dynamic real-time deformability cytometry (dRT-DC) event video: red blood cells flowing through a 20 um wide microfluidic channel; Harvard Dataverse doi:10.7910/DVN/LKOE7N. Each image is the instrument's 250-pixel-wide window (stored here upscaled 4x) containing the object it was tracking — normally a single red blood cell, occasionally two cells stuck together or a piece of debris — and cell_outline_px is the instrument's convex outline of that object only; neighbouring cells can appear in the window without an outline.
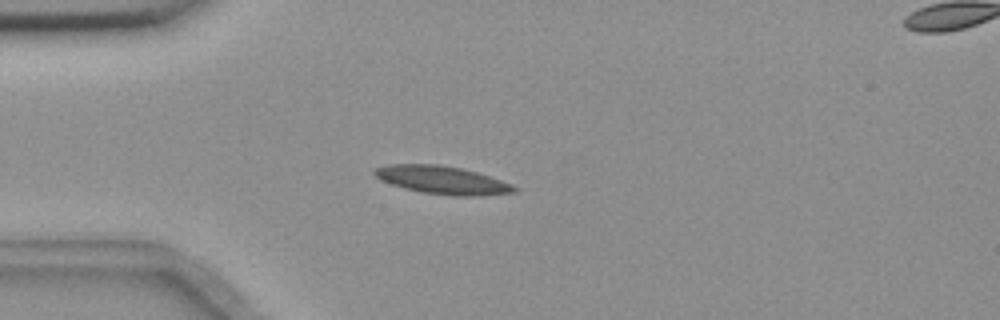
{"species": "common noctule bat (a hibernating species)", "species_latin": "Nyctalus noctula", "temperature_condition": "room temperature", "stored_images_in_passage": 43, "camera_frame_rate_fps": 3000, "um_per_image_px": 0.085, "animal": {"sex": "female", "body_mass_g": 18.4}, "frame": {"image": 1, "passage_image": 2, "time_ms": 0.333, "image_size_px": [1000, 320], "cell_outline_px": [[520, 192], [480, 196], [452, 196], [420, 192], [404, 188], [380, 180], [372, 172], [376, 168], [388, 164], [440, 164], [460, 168], [476, 172], [512, 184], [520, 188]], "centroid_in_image_um": [37.63, 15.32], "position_along_channel_um": 47.4, "area_um2": 23.0}}
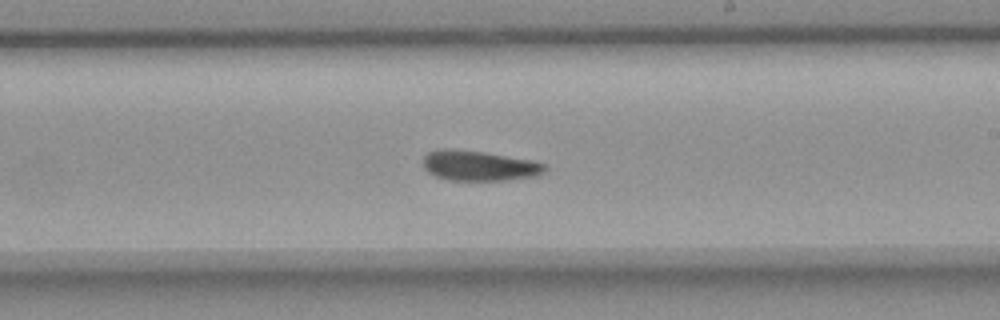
{"frame": {"image": 2, "passage_image": 20, "time_ms": 6.333, "image_size_px": [1000, 320], "cell_outline_px": [[548, 168], [540, 176], [504, 180], [448, 180], [436, 176], [428, 172], [424, 168], [424, 156], [428, 152], [436, 148], [456, 148], [484, 152], [532, 160], [548, 164]], "centroid_in_image_um": [40.75, 14.07], "position_along_channel_um": 248.2, "area_um2": 21.79}}
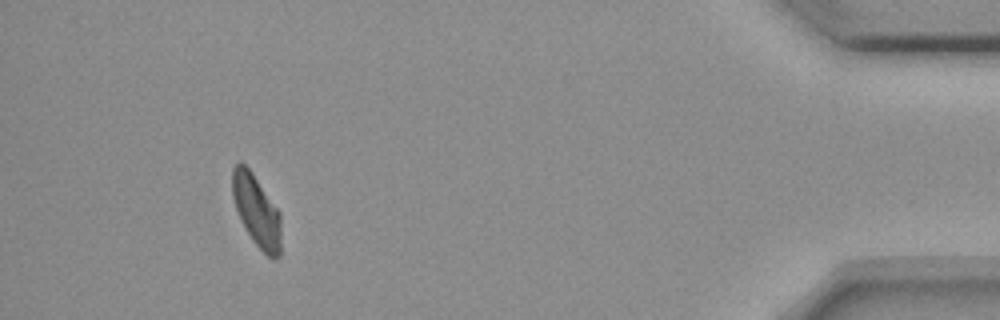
{"frame": {"image": 3, "passage_image": 39, "time_ms": 12.667, "image_size_px": [1000, 320], "cell_outline_px": [[280, 256], [268, 256], [252, 240], [240, 220], [232, 196], [232, 168], [240, 160], [252, 172], [280, 212]], "centroid_in_image_um": [21.78, 17.87], "position_along_channel_um": 413.4, "area_um2": 20.11}, "authors_computed_cell_mechanics": {"area_um2": 21.4438, "velocity_mm_per_s": 3.6092, "shape_relaxation_time_tau1_ms": 3.7337, "shape_relaxation_time_tau2_ms": 3.2838, "deformation_change_tau1": 0.1251, "deformation_change_tau2": 0.0902}}